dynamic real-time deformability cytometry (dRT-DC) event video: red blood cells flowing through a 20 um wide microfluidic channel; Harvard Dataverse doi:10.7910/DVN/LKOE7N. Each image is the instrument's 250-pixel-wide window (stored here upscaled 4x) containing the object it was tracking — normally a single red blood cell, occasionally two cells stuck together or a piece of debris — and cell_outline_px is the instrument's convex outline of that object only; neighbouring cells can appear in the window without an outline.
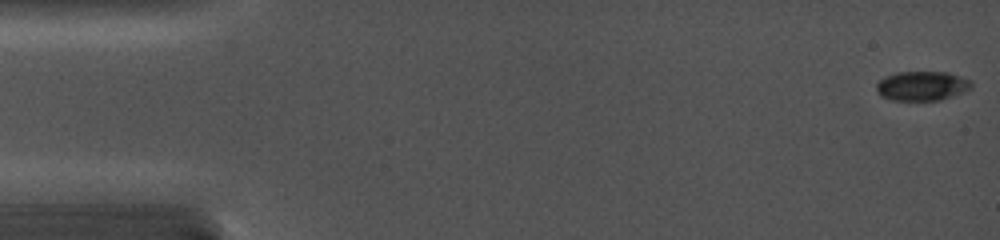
{"species": "common noctule bat (a hibernating species)", "species_latin": "Nyctalus noctula", "temperature_condition": "cold", "stored_images_in_passage": 24, "camera_frame_rate_fps": 5000, "um_per_image_px": 0.085, "animal": {"sex": "female", "body_mass_g": 19.0, "forearm_length_mm": 56.7}, "frame": {"image": 1, "passage_image": 1, "time_ms": 0.0, "image_size_px": [1000, 240], "cell_outline_px": [[972, 88], [940, 100], [892, 100], [880, 96], [876, 92], [876, 84], [884, 76], [896, 72], [948, 72], [972, 80]], "centroid_in_image_um": [78.34, 7.29], "position_along_channel_um": 6.7, "area_um2": 16.36}}